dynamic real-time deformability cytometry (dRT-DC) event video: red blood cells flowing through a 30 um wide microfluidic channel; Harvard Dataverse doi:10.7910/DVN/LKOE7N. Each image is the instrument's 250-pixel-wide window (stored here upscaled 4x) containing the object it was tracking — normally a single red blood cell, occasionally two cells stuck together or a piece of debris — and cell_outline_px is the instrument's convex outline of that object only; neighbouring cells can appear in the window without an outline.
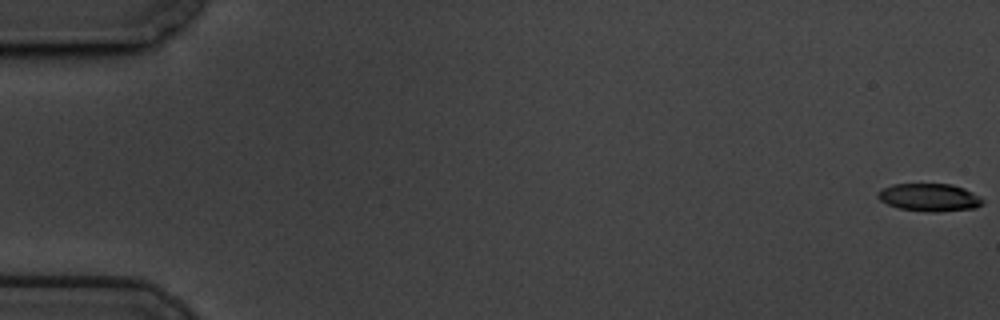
{"species": "common noctule bat (a hibernating species)", "species_latin": "Nyctalus noctula", "temperature_condition": "cold", "stored_images_in_passage": 60, "camera_frame_rate_fps": 3000, "um_per_image_px": 0.085, "animal": {"sex": "male", "body_mass_g": 19.5, "forearm_length_mm": 54.6}, "frame": {"image": 1, "passage_image": 1, "time_ms": 0.0, "image_size_px": [1000, 320], "cell_outline_px": [[984, 204], [976, 208], [940, 212], [928, 212], [900, 208], [888, 204], [880, 200], [876, 196], [884, 188], [892, 184], [952, 184], [964, 188], [980, 196], [984, 200]], "centroid_in_image_um": [79.06, 16.78], "position_along_channel_um": 5.9, "area_um2": 16.99}}
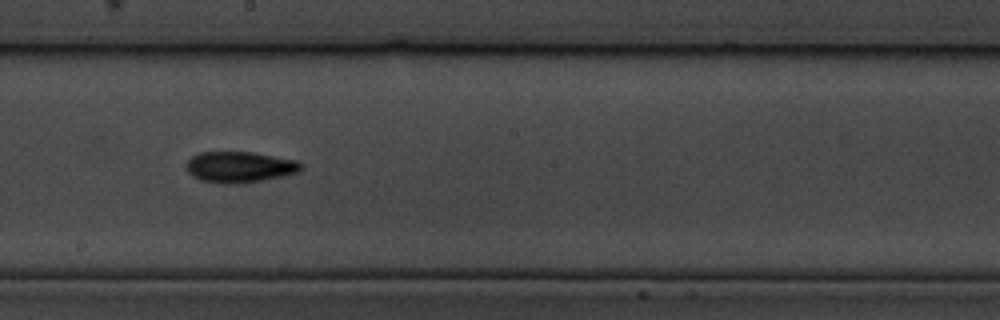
{"frame": {"image": 2, "passage_image": 34, "time_ms": 11.0, "image_size_px": [1000, 320], "cell_outline_px": [[304, 168], [300, 172], [284, 176], [236, 184], [228, 184], [200, 180], [192, 176], [188, 172], [184, 164], [192, 156], [200, 152], [252, 152], [296, 160], [304, 164]], "centroid_in_image_um": [20.38, 14.19], "position_along_channel_um": 227.8, "area_um2": 20.87}}
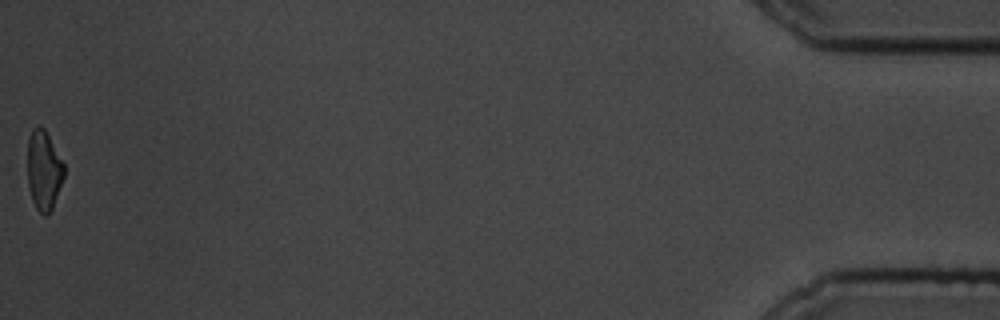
{"frame": {"image": 3, "passage_image": 60, "time_ms": 19.667, "image_size_px": [1000, 320], "cell_outline_px": [[64, 176], [52, 208], [48, 216], [44, 216], [36, 208], [32, 200], [28, 184], [28, 136], [32, 128], [40, 124], [44, 128], [64, 164]], "centroid_in_image_um": [3.71, 14.46], "position_along_channel_um": 431.5, "area_um2": 16.88}, "authors_computed_cell_mechanics": {"area_um2": 18.785, "velocity_mm_per_s": 3.4283, "shape_relaxation_time_tau1_ms": 9.1328, "shape_relaxation_time_tau2_ms": null, "deformation_change_tau1": 0.2337, "deformation_change_tau2": null}}